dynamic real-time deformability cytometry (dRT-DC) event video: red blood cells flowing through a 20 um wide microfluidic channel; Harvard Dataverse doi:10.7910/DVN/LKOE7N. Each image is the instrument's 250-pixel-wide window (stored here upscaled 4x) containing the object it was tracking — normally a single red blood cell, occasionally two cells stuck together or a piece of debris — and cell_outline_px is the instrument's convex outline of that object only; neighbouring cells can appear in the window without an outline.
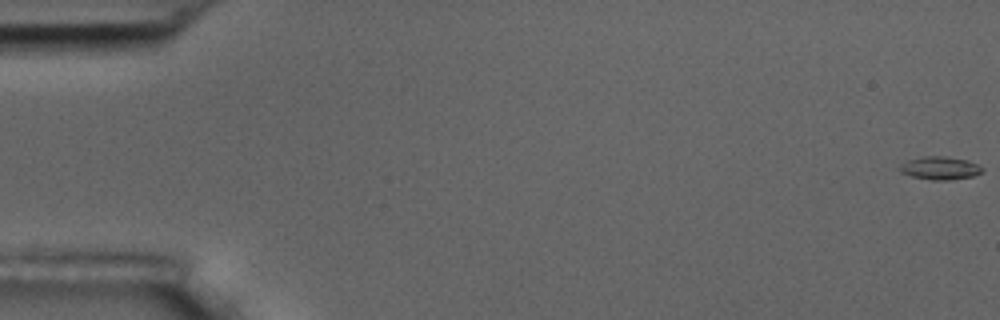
{"species": "common noctule bat (a hibernating species)", "species_latin": "Nyctalus noctula", "temperature_condition": "room temperature", "stored_images_in_passage": 4, "camera_frame_rate_fps": 3000, "um_per_image_px": 0.085, "animal": {"sex": "male", "body_mass_g": 17.5, "forearm_length_mm": 52.3}, "frame": {"image": 1, "passage_image": 1, "time_ms": 0.0, "image_size_px": [1000, 320], "cell_outline_px": [[984, 172], [972, 176], [948, 180], [932, 180], [912, 176], [900, 172], [900, 164], [908, 160], [920, 156], [944, 156], [968, 160], [984, 168]], "centroid_in_image_um": [79.91, 14.28], "position_along_channel_um": 5.1, "area_um2": 11.1}}